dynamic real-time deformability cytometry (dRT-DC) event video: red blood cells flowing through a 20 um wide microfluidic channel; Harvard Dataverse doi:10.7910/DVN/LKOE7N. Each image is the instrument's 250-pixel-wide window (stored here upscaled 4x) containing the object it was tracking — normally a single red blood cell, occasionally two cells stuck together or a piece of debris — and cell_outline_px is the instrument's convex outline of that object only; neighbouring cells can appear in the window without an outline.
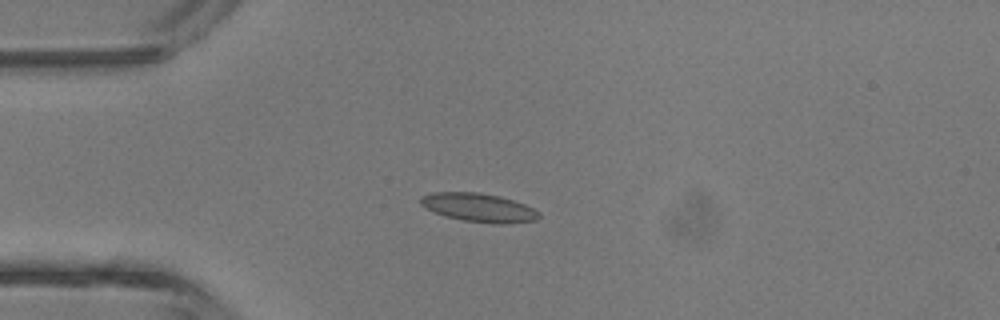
{"species": "common noctule bat (a hibernating species)", "species_latin": "Nyctalus noctula", "temperature_condition": "room temperature", "stored_images_in_passage": 5, "camera_frame_rate_fps": 3000, "um_per_image_px": 0.085, "animal": {"sex": "male", "body_mass_g": 13.3}, "frame": {"image": 1, "passage_image": 3, "time_ms": 2.667, "image_size_px": [1000, 320], "cell_outline_px": [[540, 216], [536, 220], [500, 224], [496, 224], [464, 220], [444, 216], [432, 212], [420, 204], [420, 196], [432, 192], [480, 192], [500, 196], [524, 204], [540, 212]], "centroid_in_image_um": [40.66, 17.63], "position_along_channel_um": 44.3, "area_um2": 19.77}}
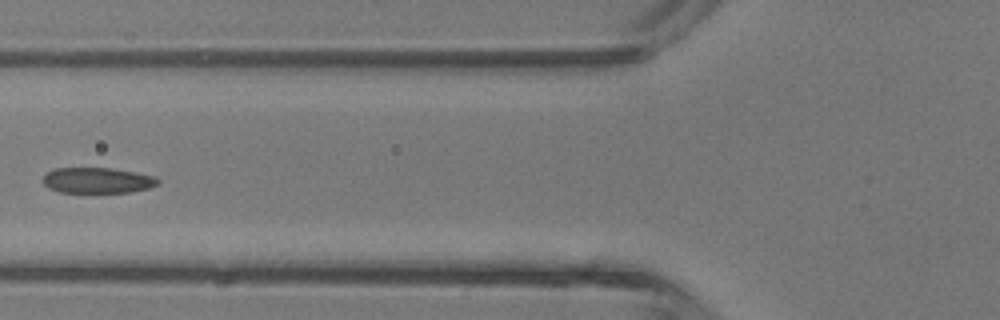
{"frame": {"image": 2, "passage_image": 5, "time_ms": 4.667, "image_size_px": [1000, 320], "cell_outline_px": [[160, 184], [148, 188], [128, 192], [60, 192], [48, 188], [40, 180], [48, 172], [56, 168], [112, 168], [136, 172], [156, 176], [160, 180]], "centroid_in_image_um": [8.3, 15.33], "position_along_channel_um": 117.5, "area_um2": 17.28}}